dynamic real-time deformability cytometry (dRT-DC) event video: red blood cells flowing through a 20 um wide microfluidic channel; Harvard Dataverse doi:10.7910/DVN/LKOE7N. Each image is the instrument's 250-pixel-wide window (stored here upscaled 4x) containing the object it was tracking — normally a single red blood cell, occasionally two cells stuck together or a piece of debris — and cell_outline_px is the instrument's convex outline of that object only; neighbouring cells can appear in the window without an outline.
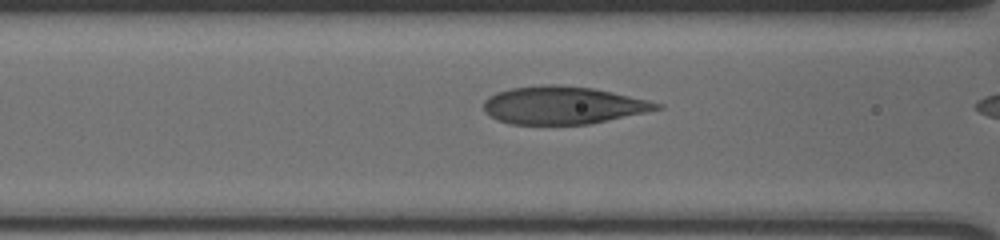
{"species": "human", "species_latin": "Homo sapiens", "temperature_condition": "cold", "stored_images_in_passage": 14, "camera_frame_rate_fps": 3000, "um_per_image_px": 0.085, "donor": {"sex": "male"}, "frame": {"image": 1, "passage_image": 12, "time_ms": 3.667, "image_size_px": [1000, 240], "cell_outline_px": [[664, 108], [588, 124], [512, 124], [496, 120], [484, 112], [484, 100], [488, 96], [496, 92], [512, 88], [544, 84], [556, 84], [592, 88], [612, 92], [664, 104]], "centroid_in_image_um": [47.81, 8.94], "position_along_channel_um": 118.8, "area_um2": 37.92}}